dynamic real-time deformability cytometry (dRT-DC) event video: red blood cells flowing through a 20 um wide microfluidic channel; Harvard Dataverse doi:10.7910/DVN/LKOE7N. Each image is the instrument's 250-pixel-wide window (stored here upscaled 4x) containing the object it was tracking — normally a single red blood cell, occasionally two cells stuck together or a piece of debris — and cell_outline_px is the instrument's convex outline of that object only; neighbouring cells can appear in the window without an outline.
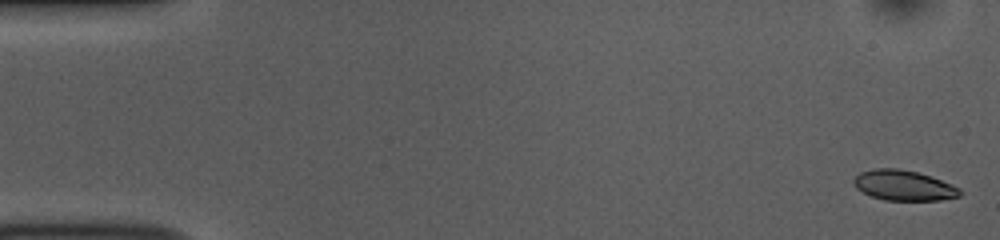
{"species": "common noctule bat (a hibernating species)", "species_latin": "Nyctalus noctula", "temperature_condition": "room temperature", "stored_images_in_passage": 52, "camera_frame_rate_fps": 3000, "um_per_image_px": 0.085, "animal": {"sex": "female", "body_mass_g": 10.0, "forearm_length_mm": 53.1}, "frame": {"image": 1, "passage_image": 1, "time_ms": 0.0, "image_size_px": [1000, 240], "cell_outline_px": [[964, 192], [960, 196], [940, 200], [884, 200], [872, 196], [856, 188], [852, 184], [852, 180], [860, 172], [872, 168], [900, 168], [916, 172], [952, 184], [960, 188]], "centroid_in_image_um": [76.8, 15.75], "position_along_channel_um": 8.2, "area_um2": 18.79}}
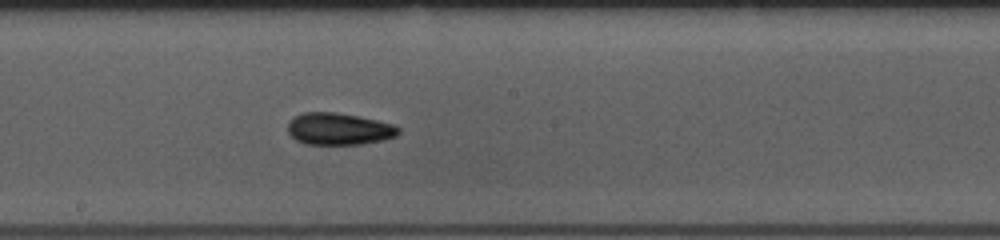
{"frame": {"image": 2, "passage_image": 28, "time_ms": 9.0, "image_size_px": [1000, 240], "cell_outline_px": [[400, 132], [396, 136], [384, 140], [360, 144], [304, 144], [296, 140], [288, 132], [288, 120], [292, 116], [304, 112], [336, 112], [396, 124], [400, 128]], "centroid_in_image_um": [28.8, 10.95], "position_along_channel_um": 219.4, "area_um2": 20.81}}
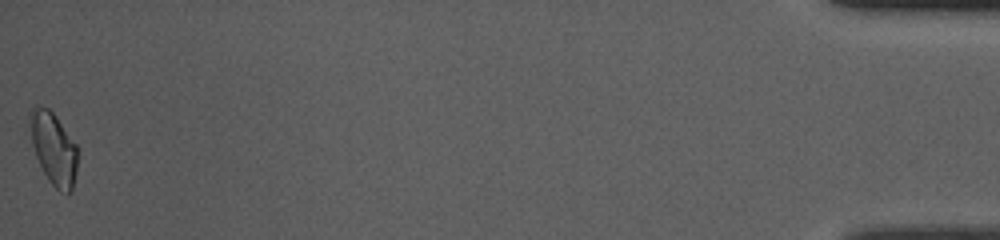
{"frame": {"image": 3, "passage_image": 52, "time_ms": 17.0, "image_size_px": [1000, 240], "cell_outline_px": [[76, 172], [72, 192], [60, 192], [48, 180], [36, 156], [32, 144], [28, 124], [28, 112], [36, 104], [48, 108], [56, 116], [76, 144]], "centroid_in_image_um": [4.51, 12.57], "position_along_channel_um": 430.7, "area_um2": 20.11}, "authors_computed_cell_mechanics": {"area_um2": 19.6809, "velocity_mm_per_s": 3.8319, "shape_relaxation_time_tau1_ms": 4.2663, "shape_relaxation_time_tau2_ms": 4.4181, "deformation_change_tau1": 0.1131, "deformation_change_tau2": 0.0927}}